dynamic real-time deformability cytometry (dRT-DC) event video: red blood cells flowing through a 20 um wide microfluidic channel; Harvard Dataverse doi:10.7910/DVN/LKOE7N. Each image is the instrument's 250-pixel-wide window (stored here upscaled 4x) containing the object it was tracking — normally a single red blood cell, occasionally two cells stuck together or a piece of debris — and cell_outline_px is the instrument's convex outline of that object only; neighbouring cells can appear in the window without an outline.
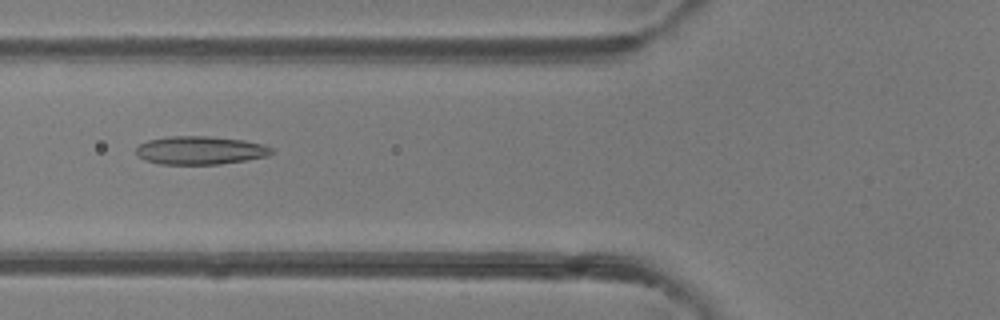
{"species": "common noctule bat (a hibernating species)", "species_latin": "Nyctalus noctula", "temperature_condition": "room temperature", "stored_images_in_passage": 38, "camera_frame_rate_fps": 3000, "um_per_image_px": 0.085, "animal": {"sex": "female"}, "frame": {"image": 1, "passage_image": 8, "time_ms": 2.333, "image_size_px": [1000, 320], "cell_outline_px": [[272, 152], [268, 156], [220, 164], [160, 164], [144, 160], [136, 152], [136, 148], [140, 144], [148, 140], [168, 136], [208, 136], [244, 140], [264, 144], [272, 148]], "centroid_in_image_um": [17.02, 12.77], "position_along_channel_um": 108.8, "area_um2": 22.25}}
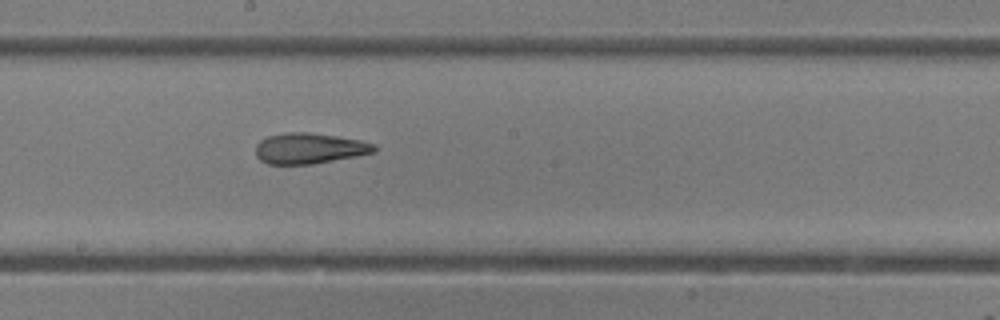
{"frame": {"image": 2, "passage_image": 16, "time_ms": 5.0, "image_size_px": [1000, 320], "cell_outline_px": [[376, 152], [356, 156], [312, 164], [268, 164], [260, 160], [256, 156], [256, 144], [260, 140], [268, 136], [288, 132], [308, 132], [336, 136], [360, 140], [376, 144]], "centroid_in_image_um": [26.29, 12.61], "position_along_channel_um": 221.9, "area_um2": 21.21}}
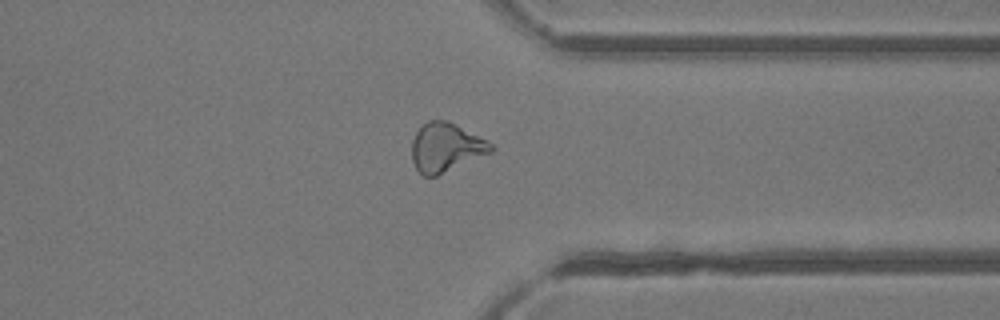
{"frame": {"image": 3, "passage_image": 27, "time_ms": 8.667, "image_size_px": [1000, 320], "cell_outline_px": [[496, 148], [492, 152], [436, 176], [424, 176], [416, 168], [412, 160], [412, 140], [416, 132], [428, 120], [444, 120], [488, 140]], "centroid_in_image_um": [37.9, 12.54], "position_along_channel_um": 373.5, "area_um2": 22.25}, "authors_computed_cell_mechanics": {"area_um2": 21.964, "velocity_mm_per_s": 4.2324, "shape_relaxation_time_tau1_ms": null, "shape_relaxation_time_tau2_ms": 2.4031, "deformation_change_tau1": null, "deformation_change_tau2": 0.1137}}